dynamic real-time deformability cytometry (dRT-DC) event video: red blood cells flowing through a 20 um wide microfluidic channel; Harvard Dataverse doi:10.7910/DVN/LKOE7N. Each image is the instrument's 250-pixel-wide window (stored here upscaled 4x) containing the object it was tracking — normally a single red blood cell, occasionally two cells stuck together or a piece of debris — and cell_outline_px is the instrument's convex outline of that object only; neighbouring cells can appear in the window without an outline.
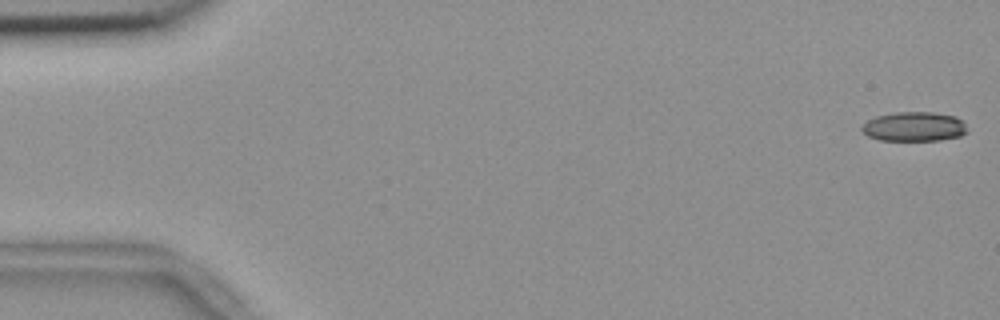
{"species": "common noctule bat (a hibernating species)", "species_latin": "Nyctalus noctula", "temperature_condition": "room temperature", "stored_images_in_passage": 55, "camera_frame_rate_fps": 3000, "um_per_image_px": 0.085, "animal": {"sex": "female", "body_mass_g": 18.4}, "frame": {"image": 1, "passage_image": 1, "time_ms": 0.0, "image_size_px": [1000, 320], "cell_outline_px": [[968, 132], [960, 136], [940, 140], [880, 140], [868, 136], [860, 128], [868, 120], [876, 116], [896, 112], [932, 112], [956, 116], [964, 120]], "centroid_in_image_um": [77.74, 10.75], "position_along_channel_um": 7.3, "area_um2": 18.15}}
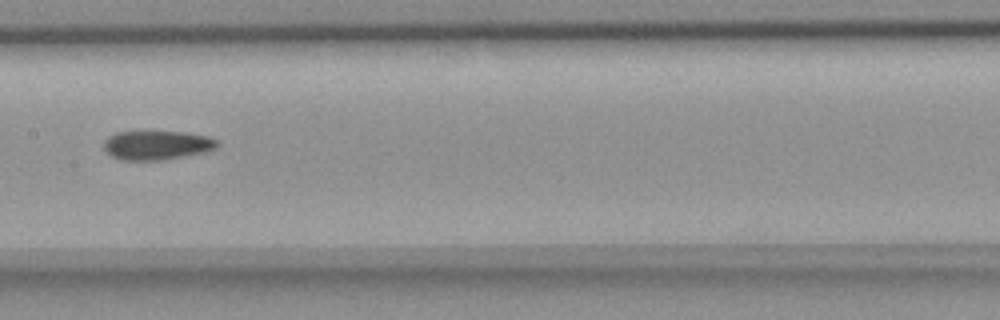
{"frame": {"image": 2, "passage_image": 28, "time_ms": 9.0, "image_size_px": [1000, 320], "cell_outline_px": [[220, 144], [216, 148], [204, 152], [164, 160], [120, 160], [112, 156], [104, 148], [104, 140], [108, 136], [116, 132], [144, 128], [184, 132], [208, 136], [216, 140]], "centroid_in_image_um": [13.3, 12.28], "position_along_channel_um": 194.1, "area_um2": 20.17}}
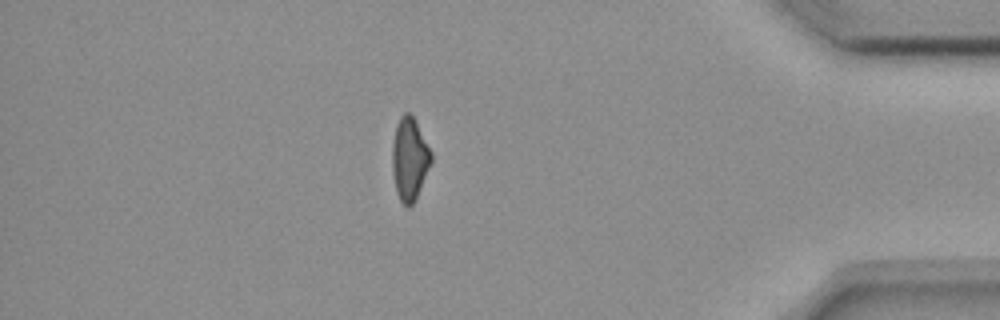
{"frame": {"image": 3, "passage_image": 48, "time_ms": 15.667, "image_size_px": [1000, 320], "cell_outline_px": [[432, 160], [416, 200], [408, 208], [400, 200], [396, 192], [392, 172], [392, 144], [396, 124], [400, 116], [404, 112], [408, 112], [416, 120], [432, 152]], "centroid_in_image_um": [34.81, 13.5], "position_along_channel_um": 400.4, "area_um2": 19.02}, "authors_computed_cell_mechanics": {"area_um2": 19.1896, "velocity_mm_per_s": 3.6752, "shape_relaxation_time_tau1_ms": null, "shape_relaxation_time_tau2_ms": 4.594, "deformation_change_tau1": null, "deformation_change_tau2": 0.1356}}